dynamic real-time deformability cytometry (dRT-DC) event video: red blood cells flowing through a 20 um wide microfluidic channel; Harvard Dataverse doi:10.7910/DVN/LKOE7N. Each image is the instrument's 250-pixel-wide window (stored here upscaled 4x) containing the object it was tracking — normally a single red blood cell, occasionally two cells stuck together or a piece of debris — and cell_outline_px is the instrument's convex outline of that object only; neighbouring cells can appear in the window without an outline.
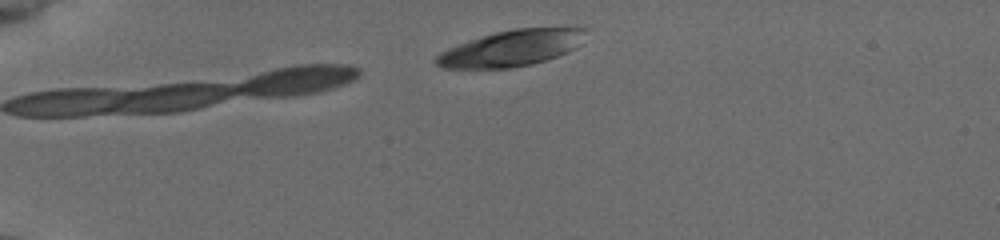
{"species": "common noctule bat (a hibernating species)", "species_latin": "Nyctalus noctula", "temperature_condition": "cold", "stored_images_in_passage": 22, "camera_frame_rate_fps": 3000, "um_per_image_px": 0.085, "animal": {"sex": "female", "body_mass_g": 19.5, "forearm_length_mm": 54.1}, "frame": {"image": 1, "passage_image": 1, "time_ms": 0.0, "image_size_px": [1000, 240], "cell_outline_px": [[588, 28], [576, 48], [556, 56], [532, 64], [512, 68], [440, 68], [436, 64], [436, 56], [440, 52], [448, 48], [496, 32], [516, 28]], "centroid_in_image_um": [43.45, 4.11], "position_along_channel_um": 41.5, "area_um2": 30.81}}